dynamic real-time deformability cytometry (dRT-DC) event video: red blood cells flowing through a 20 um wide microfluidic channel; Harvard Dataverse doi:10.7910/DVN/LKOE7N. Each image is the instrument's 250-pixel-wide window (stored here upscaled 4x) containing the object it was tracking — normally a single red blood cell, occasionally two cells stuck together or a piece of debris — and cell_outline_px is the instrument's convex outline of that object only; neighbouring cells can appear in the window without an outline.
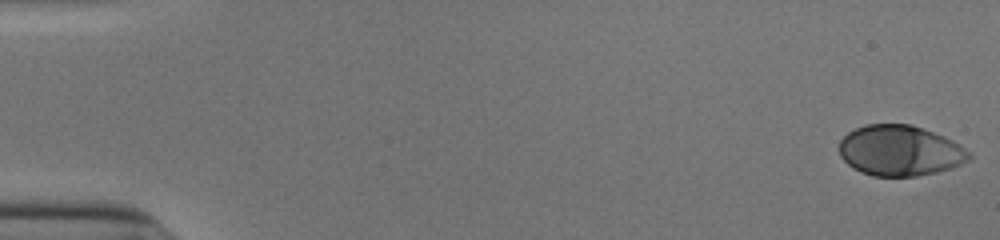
{"species": "human", "species_latin": "Homo sapiens", "temperature_condition": "cold", "stored_images_in_passage": 53, "camera_frame_rate_fps": 3000, "um_per_image_px": 0.085, "donor": {"sex": "male"}, "frame": {"image": 1, "passage_image": 1, "time_ms": 0.0, "image_size_px": [1000, 240], "cell_outline_px": [[972, 160], [952, 168], [936, 172], [916, 176], [872, 176], [860, 172], [852, 168], [840, 156], [840, 140], [848, 132], [864, 124], [912, 124], [944, 136], [960, 144], [972, 156]], "centroid_in_image_um": [76.51, 12.8], "position_along_channel_um": 8.5, "area_um2": 38.49}}
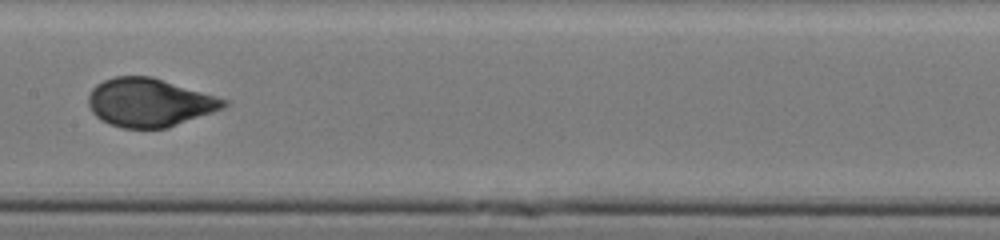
{"frame": {"image": 2, "passage_image": 28, "time_ms": 9.0, "image_size_px": [1000, 240], "cell_outline_px": [[228, 104], [224, 108], [168, 128], [120, 128], [108, 124], [100, 120], [92, 112], [88, 104], [88, 96], [92, 88], [96, 84], [112, 76], [152, 76], [228, 100]], "centroid_in_image_um": [12.67, 8.72], "position_along_channel_um": 194.7, "area_um2": 38.32}}
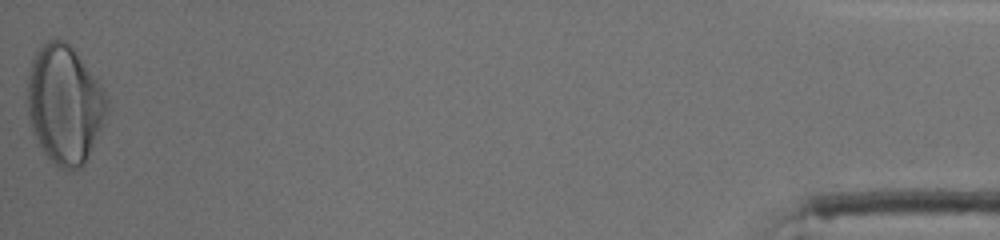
{"frame": {"image": 3, "passage_image": 53, "time_ms": 17.333, "image_size_px": [1000, 240], "cell_outline_px": [[108, 108], [100, 128], [88, 156], [84, 164], [80, 168], [68, 172], [60, 168], [44, 152], [32, 132], [28, 112], [28, 72], [32, 60], [40, 44], [48, 40], [64, 40], [76, 52], [96, 76], [104, 88], [108, 100]], "centroid_in_image_um": [5.49, 8.86], "position_along_channel_um": 429.7, "area_um2": 54.79}, "authors_computed_cell_mechanics": {"area_um2": 38.3792, "velocity_mm_per_s": 3.8928, "shape_relaxation_time_tau1_ms": 5.0508, "shape_relaxation_time_tau2_ms": null, "deformation_change_tau1": 0.2153, "deformation_change_tau2": null}}